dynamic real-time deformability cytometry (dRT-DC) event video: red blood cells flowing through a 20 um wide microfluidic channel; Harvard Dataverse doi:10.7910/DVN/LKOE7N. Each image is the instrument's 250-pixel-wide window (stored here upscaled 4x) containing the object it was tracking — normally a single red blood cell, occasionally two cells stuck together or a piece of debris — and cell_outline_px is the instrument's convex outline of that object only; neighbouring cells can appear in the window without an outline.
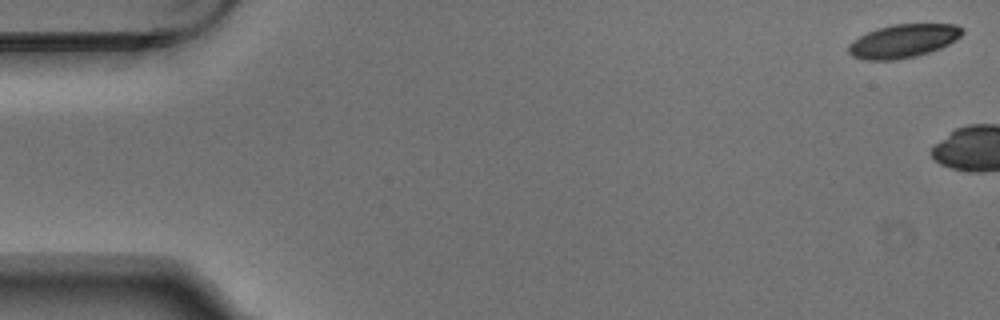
{"species": "Egyptian fruit bat (a non-hibernating species)", "species_latin": "Rousettus aegyptiacus", "temperature_condition": "warm", "stored_images_in_passage": 7, "camera_frame_rate_fps": 3000, "um_per_image_px": 0.085, "animal": {"sex": "male"}, "frame": {"image": 1, "passage_image": 1, "time_ms": 0.0, "image_size_px": [1000, 320], "cell_outline_px": [[964, 32], [956, 40], [940, 48], [916, 56], [896, 60], [864, 60], [852, 56], [848, 52], [848, 44], [852, 40], [876, 28], [892, 24], [956, 24], [964, 28]], "centroid_in_image_um": [76.76, 3.48], "position_along_channel_um": 8.2, "area_um2": 22.31}}